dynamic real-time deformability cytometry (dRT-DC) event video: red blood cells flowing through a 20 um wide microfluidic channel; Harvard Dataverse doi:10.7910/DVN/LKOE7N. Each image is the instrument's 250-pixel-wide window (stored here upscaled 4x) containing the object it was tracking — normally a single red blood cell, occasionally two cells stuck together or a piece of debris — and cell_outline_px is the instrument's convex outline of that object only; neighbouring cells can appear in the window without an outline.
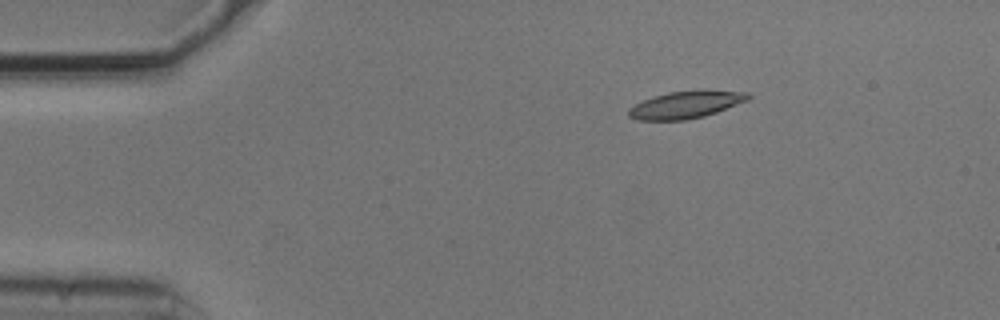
{"species": "common noctule bat (a hibernating species)", "species_latin": "Nyctalus noctula", "temperature_condition": "cold", "stored_images_in_passage": 4, "camera_frame_rate_fps": 3000, "um_per_image_px": 0.085, "animal": {"sex": "male", "body_mass_g": 20.5, "forearm_length_mm": 52.5}, "frame": {"image": 1, "passage_image": 3, "time_ms": 0.667, "image_size_px": [1000, 320], "cell_outline_px": [[752, 96], [748, 100], [716, 112], [704, 116], [684, 120], [636, 120], [628, 116], [628, 108], [652, 96], [668, 92], [700, 88], [748, 92]], "centroid_in_image_um": [58.32, 8.86], "position_along_channel_um": 26.7, "area_um2": 19.42}}